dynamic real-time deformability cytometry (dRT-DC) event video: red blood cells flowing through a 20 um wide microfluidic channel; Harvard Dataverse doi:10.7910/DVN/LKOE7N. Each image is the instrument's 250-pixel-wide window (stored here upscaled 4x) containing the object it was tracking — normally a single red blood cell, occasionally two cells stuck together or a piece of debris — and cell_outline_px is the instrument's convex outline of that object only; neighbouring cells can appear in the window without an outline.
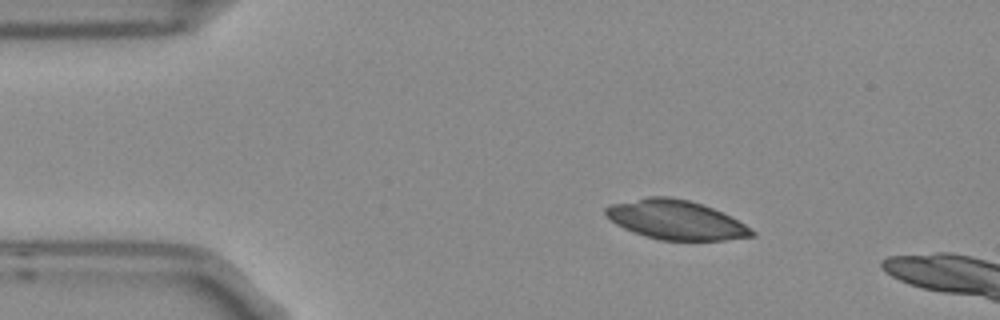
{"species": "Egyptian fruit bat (a non-hibernating species)", "species_latin": "Rousettus aegyptiacus", "temperature_condition": "room temperature", "stored_images_in_passage": 4, "camera_frame_rate_fps": 3000, "um_per_image_px": 0.085, "frame": {"image": 1, "passage_image": 1, "time_ms": 0.0, "image_size_px": [1000, 320], "cell_outline_px": [[756, 236], [724, 240], [660, 240], [644, 236], [632, 232], [616, 224], [604, 212], [604, 208], [608, 204], [648, 196], [668, 196], [688, 200], [712, 208], [744, 224], [756, 232]], "centroid_in_image_um": [57.4, 18.68], "position_along_channel_um": 27.6, "area_um2": 33.29}}